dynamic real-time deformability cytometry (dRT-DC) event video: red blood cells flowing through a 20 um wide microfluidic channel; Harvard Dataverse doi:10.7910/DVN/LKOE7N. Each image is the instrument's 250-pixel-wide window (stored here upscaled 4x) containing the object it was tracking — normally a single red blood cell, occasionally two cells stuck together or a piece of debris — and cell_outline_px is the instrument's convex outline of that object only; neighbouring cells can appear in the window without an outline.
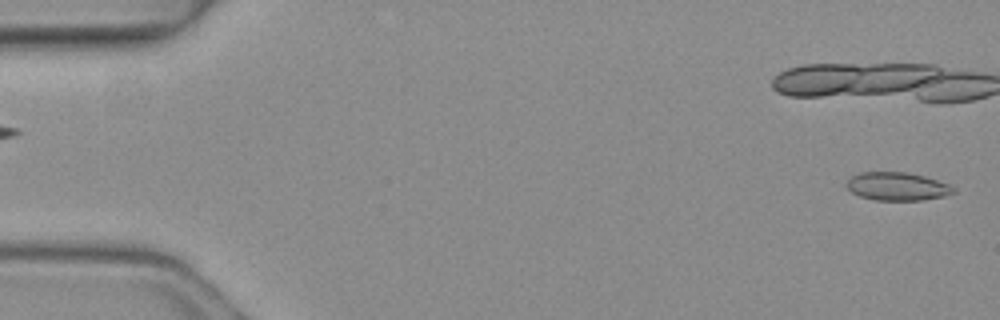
{"species": "common noctule bat (a hibernating species)", "species_latin": "Nyctalus noctula", "temperature_condition": "warm", "stored_images_in_passage": 2, "camera_frame_rate_fps": 3000, "um_per_image_px": 0.085, "animal": {"sex": "female", "body_mass_g": 19.3, "forearm_length_mm": 54.1}, "frame": {"image": 1, "passage_image": 2, "time_ms": 0.333, "image_size_px": [1000, 320], "cell_outline_px": [[956, 192], [944, 196], [924, 200], [872, 200], [860, 196], [852, 192], [844, 184], [852, 176], [860, 172], [904, 172], [924, 176], [948, 184], [956, 188]], "centroid_in_image_um": [76.26, 15.85], "position_along_channel_um": 8.7, "area_um2": 17.57}}